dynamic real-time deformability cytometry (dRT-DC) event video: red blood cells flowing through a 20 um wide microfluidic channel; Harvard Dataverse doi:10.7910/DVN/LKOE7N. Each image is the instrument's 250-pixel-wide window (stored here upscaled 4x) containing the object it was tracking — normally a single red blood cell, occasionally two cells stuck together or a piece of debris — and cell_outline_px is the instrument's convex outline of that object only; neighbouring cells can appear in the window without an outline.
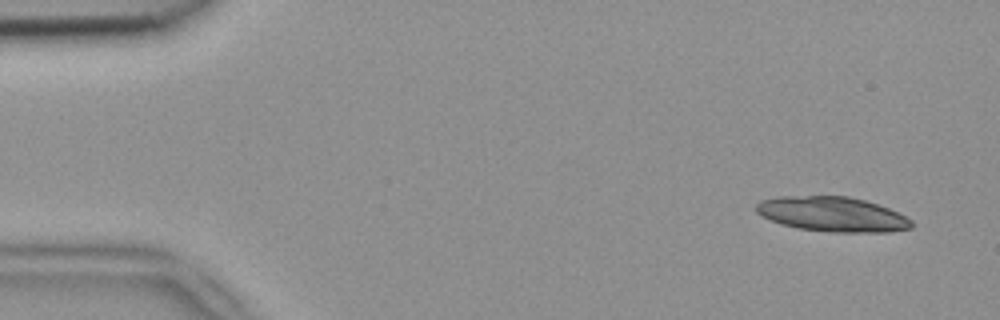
{"species": "common noctule bat (a hibernating species)", "species_latin": "Nyctalus noctula", "temperature_condition": "room temperature", "stored_images_in_passage": 4, "camera_frame_rate_fps": 3000, "um_per_image_px": 0.085, "animal": {"sex": "female", "body_mass_g": 18.4}, "frame": {"image": 1, "passage_image": 1, "time_ms": 0.0, "image_size_px": [1000, 320], "cell_outline_px": [[912, 228], [888, 232], [836, 232], [796, 228], [772, 220], [756, 212], [756, 204], [760, 200], [776, 196], [848, 196], [864, 200], [888, 208], [912, 220]], "centroid_in_image_um": [70.74, 18.2], "position_along_channel_um": 14.3, "area_um2": 31.27}}